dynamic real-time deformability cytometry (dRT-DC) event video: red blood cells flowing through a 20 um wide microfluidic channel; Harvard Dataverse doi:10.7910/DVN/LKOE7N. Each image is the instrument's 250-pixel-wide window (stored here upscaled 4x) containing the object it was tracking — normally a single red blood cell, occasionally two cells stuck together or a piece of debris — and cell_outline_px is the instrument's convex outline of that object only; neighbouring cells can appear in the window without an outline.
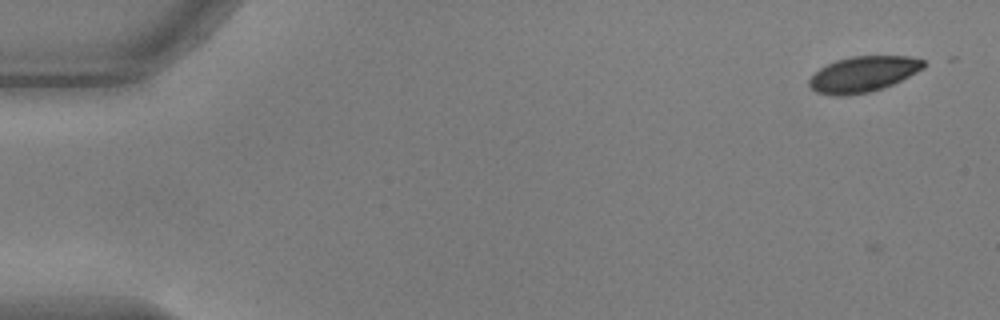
{"species": "common noctule bat (a hibernating species)", "species_latin": "Nyctalus noctula", "temperature_condition": "warm", "stored_images_in_passage": 21, "camera_frame_rate_fps": 3000, "um_per_image_px": 0.085, "animal": {"sex": "male", "body_mass_g": 17.9, "forearm_length_mm": 54.2}, "frame": {"image": 1, "passage_image": 2, "time_ms": 0.333, "image_size_px": [1000, 320], "cell_outline_px": [[924, 68], [884, 88], [868, 92], [848, 96], [832, 96], [816, 92], [808, 84], [808, 80], [820, 68], [836, 60], [852, 56], [908, 56], [924, 60]], "centroid_in_image_um": [73.34, 6.31], "position_along_channel_um": 11.7, "area_um2": 23.7}}
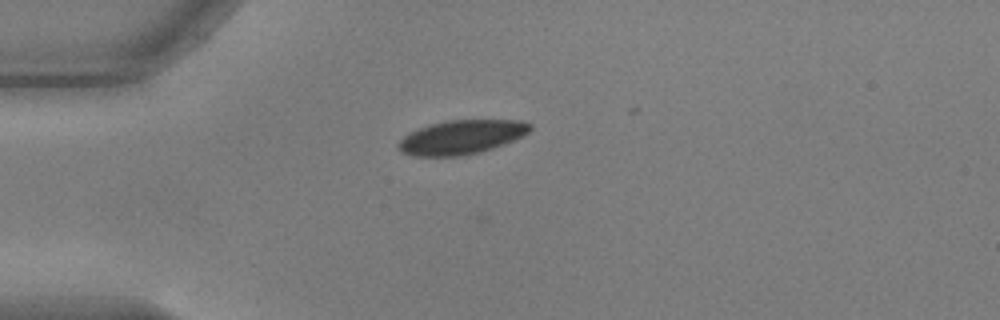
{"frame": {"image": 2, "passage_image": 14, "time_ms": 4.333, "image_size_px": [1000, 320], "cell_outline_px": [[532, 128], [528, 132], [504, 144], [492, 148], [460, 156], [412, 156], [400, 152], [396, 148], [396, 144], [408, 132], [432, 124], [448, 120], [520, 120], [532, 124]], "centroid_in_image_um": [39.17, 11.66], "position_along_channel_um": 45.8, "area_um2": 26.01}}
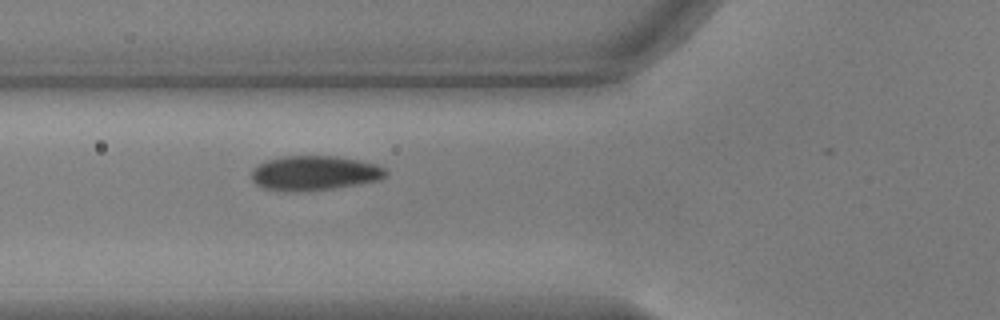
{"frame": {"image": 3, "passage_image": 20, "time_ms": 6.333, "image_size_px": [1000, 320], "cell_outline_px": [[388, 176], [380, 180], [360, 184], [332, 188], [296, 192], [284, 192], [260, 188], [252, 180], [252, 168], [268, 160], [284, 156], [336, 156], [376, 164], [384, 168], [388, 172]], "centroid_in_image_um": [26.72, 14.73], "position_along_channel_um": 99.1, "area_um2": 27.28}}